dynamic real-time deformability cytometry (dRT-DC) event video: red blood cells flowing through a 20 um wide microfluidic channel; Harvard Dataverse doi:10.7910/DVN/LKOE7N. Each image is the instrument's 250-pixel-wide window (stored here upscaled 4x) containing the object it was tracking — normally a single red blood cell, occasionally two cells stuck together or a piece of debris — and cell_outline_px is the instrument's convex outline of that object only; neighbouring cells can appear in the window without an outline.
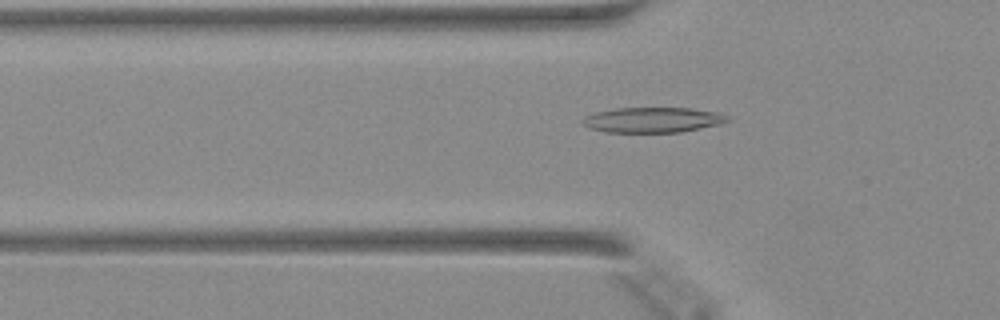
{"species": "Egyptian fruit bat (a non-hibernating species)", "species_latin": "Rousettus aegyptiacus", "temperature_condition": "warm", "stored_images_in_passage": 47, "camera_frame_rate_fps": 3000, "um_per_image_px": 0.085, "animal": {"sex": "female"}, "frame": {"image": 1, "passage_image": 15, "time_ms": 4.667, "image_size_px": [1000, 320], "cell_outline_px": [[728, 120], [720, 124], [680, 132], [604, 132], [588, 128], [580, 120], [584, 116], [596, 112], [616, 108], [692, 108], [720, 112], [728, 116]], "centroid_in_image_um": [55.46, 10.19], "position_along_channel_um": 70.3, "area_um2": 21.39}}
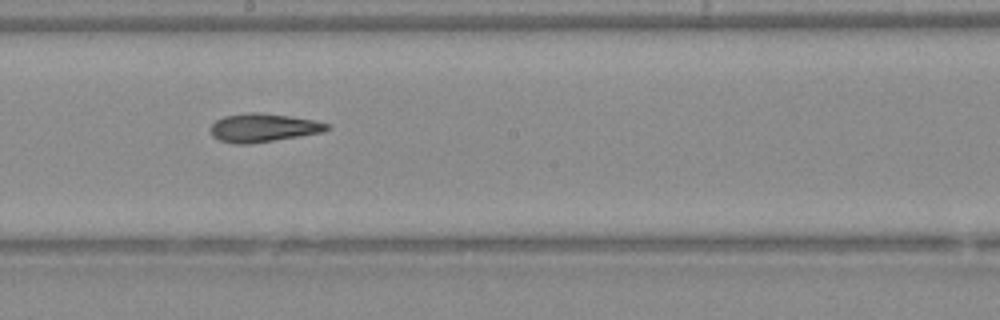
{"frame": {"image": 2, "passage_image": 26, "time_ms": 8.333, "image_size_px": [1000, 320], "cell_outline_px": [[332, 128], [320, 132], [248, 144], [236, 144], [220, 140], [212, 136], [208, 128], [216, 120], [224, 116], [244, 112], [260, 112], [292, 116], [312, 120], [328, 124]], "centroid_in_image_um": [22.3, 10.84], "position_along_channel_um": 225.9, "area_um2": 19.19}}
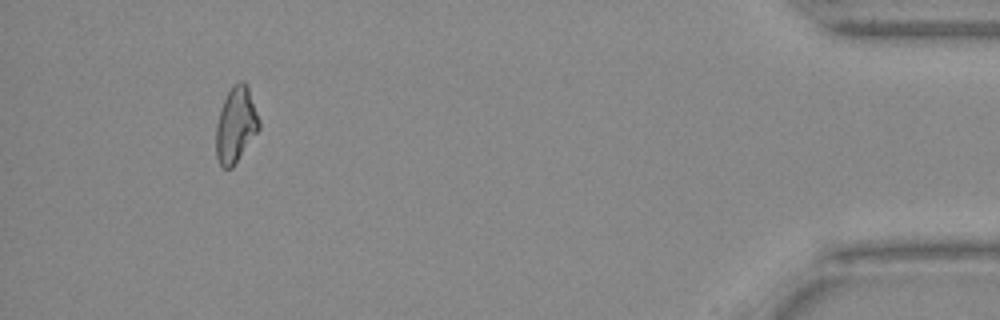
{"frame": {"image": 3, "passage_image": 44, "time_ms": 14.333, "image_size_px": [1000, 320], "cell_outline_px": [[260, 128], [232, 168], [224, 168], [220, 164], [216, 156], [216, 124], [220, 108], [232, 84], [240, 80], [244, 80], [248, 84], [260, 120]], "centroid_in_image_um": [20.05, 10.56], "position_along_channel_um": 415.1, "area_um2": 19.13}}